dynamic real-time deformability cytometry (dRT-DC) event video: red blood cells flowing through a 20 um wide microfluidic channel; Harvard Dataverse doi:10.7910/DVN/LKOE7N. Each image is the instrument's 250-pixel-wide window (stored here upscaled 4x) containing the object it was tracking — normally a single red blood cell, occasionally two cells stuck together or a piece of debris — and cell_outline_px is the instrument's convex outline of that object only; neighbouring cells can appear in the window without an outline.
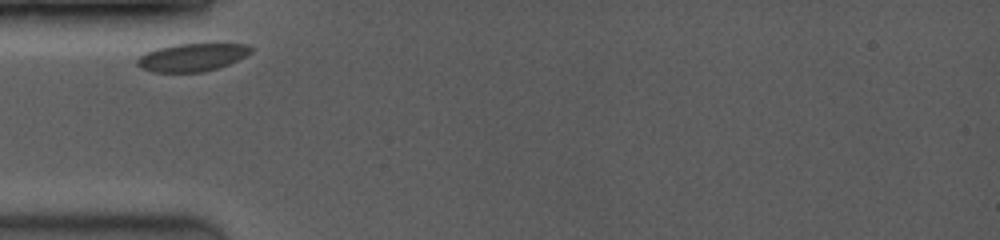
{"species": "common noctule bat (a hibernating species)", "species_latin": "Nyctalus noctula", "temperature_condition": "room temperature", "stored_images_in_passage": 2, "camera_frame_rate_fps": 3500, "um_per_image_px": 0.085, "animal": {"sex": "female", "body_mass_g": 19.0, "forearm_length_mm": 53.3}, "frame": {"image": 1, "passage_image": 1, "time_ms": 0.0, "image_size_px": [1000, 240], "cell_outline_px": [[252, 52], [220, 68], [204, 72], [152, 72], [140, 68], [136, 64], [136, 60], [140, 56], [156, 48], [176, 44], [248, 44], [252, 48]], "centroid_in_image_um": [16.3, 4.88], "position_along_channel_um": 68.7, "area_um2": 18.44}}
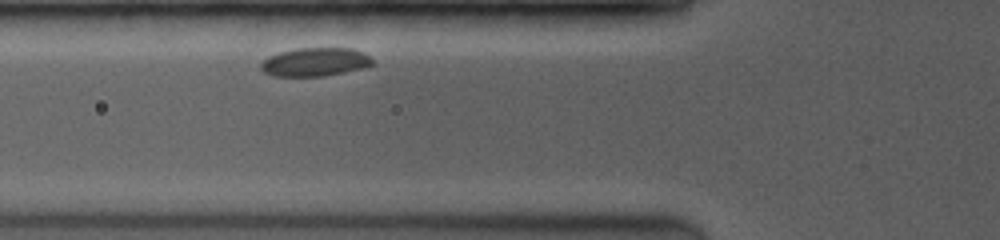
{"frame": {"image": 2, "passage_image": 2, "time_ms": 0.857, "image_size_px": [1000, 240], "cell_outline_px": [[376, 64], [344, 72], [324, 76], [272, 76], [264, 72], [260, 68], [260, 64], [268, 56], [280, 52], [296, 48], [352, 48], [364, 52]], "centroid_in_image_um": [26.77, 5.26], "position_along_channel_um": 99.0, "area_um2": 18.55}}